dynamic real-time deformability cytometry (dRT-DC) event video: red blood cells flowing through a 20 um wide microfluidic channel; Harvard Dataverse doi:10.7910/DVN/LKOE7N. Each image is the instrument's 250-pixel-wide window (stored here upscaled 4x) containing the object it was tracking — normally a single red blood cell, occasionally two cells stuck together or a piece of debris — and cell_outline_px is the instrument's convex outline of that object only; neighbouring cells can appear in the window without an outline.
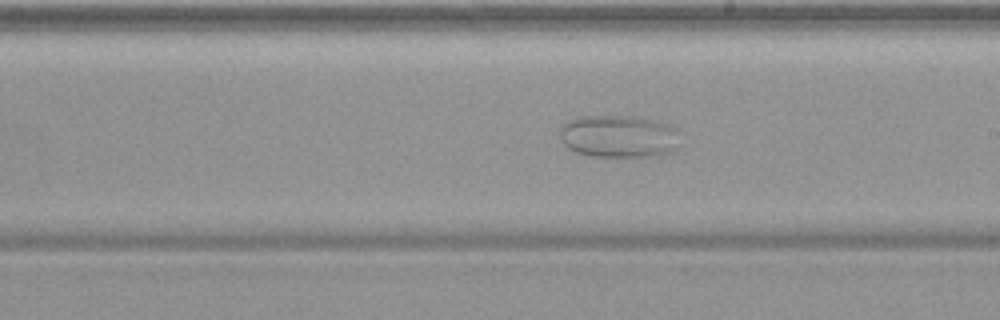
{"species": "common noctule bat (a hibernating species)", "species_latin": "Nyctalus noctula", "temperature_condition": "warm", "stored_images_in_passage": 52, "camera_frame_rate_fps": 3000, "um_per_image_px": 0.085, "animal": {"sex": "female", "body_mass_g": 19.9}, "frame": {"image": 1, "passage_image": 29, "time_ms": 9.333, "image_size_px": [1000, 320], "cell_outline_px": [[680, 144], [676, 148], [660, 156], [592, 156], [576, 152], [568, 148], [564, 144], [560, 136], [560, 128], [568, 120], [580, 116], [632, 116], [652, 120], [676, 128], [680, 132]], "centroid_in_image_um": [52.61, 11.59], "position_along_channel_um": 236.4, "area_um2": 29.88}}
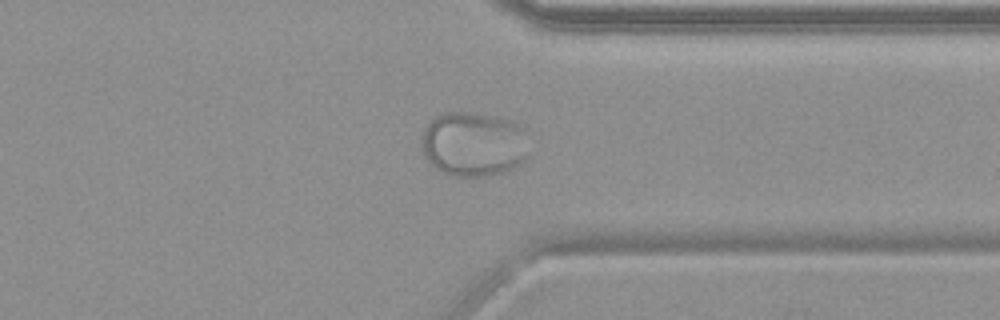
{"frame": {"image": 2, "passage_image": 40, "time_ms": 13.0, "image_size_px": [1000, 320], "cell_outline_px": [[528, 156], [520, 164], [508, 172], [484, 176], [452, 176], [440, 172], [424, 156], [424, 128], [436, 116], [444, 112], [476, 112], [500, 116], [512, 120], [520, 124]], "centroid_in_image_um": [40.27, 12.24], "position_along_channel_um": 371.1, "area_um2": 40.52}}
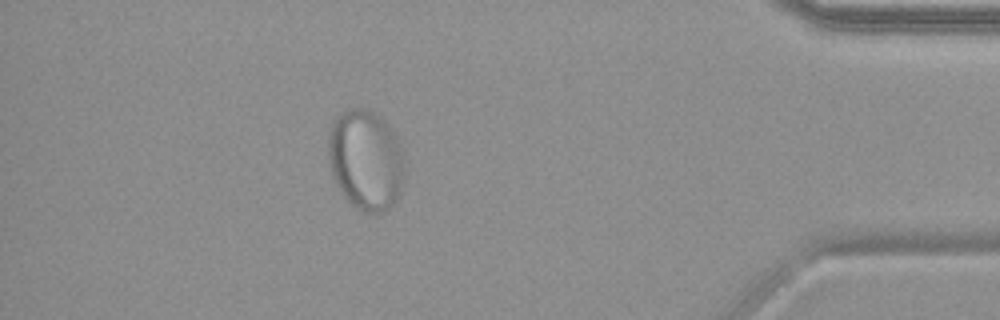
{"frame": {"image": 3, "passage_image": 46, "time_ms": 15.0, "image_size_px": [1000, 320], "cell_outline_px": [[404, 184], [396, 200], [384, 212], [376, 216], [364, 212], [356, 208], [344, 196], [332, 176], [328, 156], [328, 132], [332, 120], [340, 112], [352, 108], [364, 108], [376, 112], [388, 124], [396, 136], [404, 152]], "centroid_in_image_um": [31.1, 13.59], "position_along_channel_um": 404.1, "area_um2": 45.6}}